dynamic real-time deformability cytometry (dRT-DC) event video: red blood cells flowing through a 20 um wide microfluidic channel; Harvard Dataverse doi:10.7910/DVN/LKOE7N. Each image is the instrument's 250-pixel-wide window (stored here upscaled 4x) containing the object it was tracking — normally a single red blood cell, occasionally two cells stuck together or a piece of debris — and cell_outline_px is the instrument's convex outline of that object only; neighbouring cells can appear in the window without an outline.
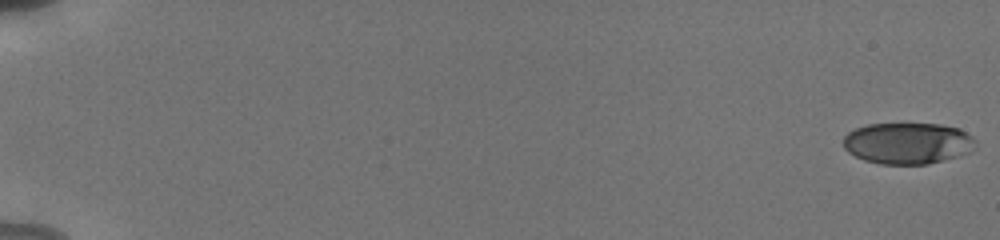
{"species": "human", "species_latin": "Homo sapiens", "temperature_condition": "cold", "stored_images_in_passage": 56, "camera_frame_rate_fps": 3000, "um_per_image_px": 0.085, "donor": {"sex": "male"}, "frame": {"image": 1, "passage_image": 1, "time_ms": 0.0, "image_size_px": [1000, 240], "cell_outline_px": [[976, 148], [972, 152], [960, 156], [928, 164], [880, 164], [864, 160], [848, 152], [844, 148], [844, 136], [848, 132], [856, 128], [868, 124], [940, 124], [960, 128], [972, 136], [976, 140]], "centroid_in_image_um": [77.2, 12.18], "position_along_channel_um": 7.8, "area_um2": 32.19}}
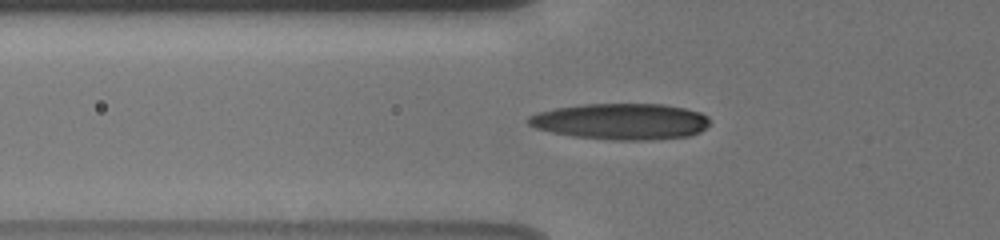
{"frame": {"image": 2, "passage_image": 22, "time_ms": 7.0, "image_size_px": [1000, 240], "cell_outline_px": [[708, 124], [700, 132], [688, 136], [652, 140], [612, 140], [572, 136], [552, 132], [536, 128], [528, 124], [528, 116], [536, 112], [552, 108], [584, 104], [664, 104], [684, 108], [700, 112], [708, 116]], "centroid_in_image_um": [52.76, 10.32], "position_along_channel_um": 73.0, "area_um2": 38.38}}
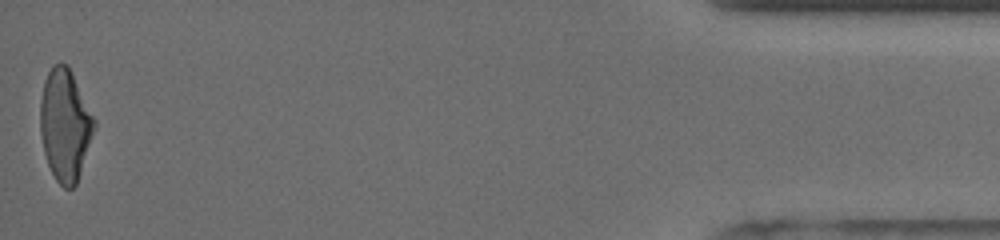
{"frame": {"image": 3, "passage_image": 56, "time_ms": 18.333, "image_size_px": [1000, 240], "cell_outline_px": [[96, 128], [76, 184], [72, 188], [64, 188], [56, 180], [48, 164], [44, 152], [40, 132], [40, 100], [44, 80], [52, 64], [68, 64], [96, 120]], "centroid_in_image_um": [5.53, 10.6], "position_along_channel_um": 429.7, "area_um2": 35.26}, "authors_computed_cell_mechanics": {"area_um2": 35.3158, "velocity_mm_per_s": 3.8436, "shape_relaxation_time_tau1_ms": 4.8706, "shape_relaxation_time_tau2_ms": 2.3331, "deformation_change_tau1": 0.2097, "deformation_change_tau2": 0.1079}}